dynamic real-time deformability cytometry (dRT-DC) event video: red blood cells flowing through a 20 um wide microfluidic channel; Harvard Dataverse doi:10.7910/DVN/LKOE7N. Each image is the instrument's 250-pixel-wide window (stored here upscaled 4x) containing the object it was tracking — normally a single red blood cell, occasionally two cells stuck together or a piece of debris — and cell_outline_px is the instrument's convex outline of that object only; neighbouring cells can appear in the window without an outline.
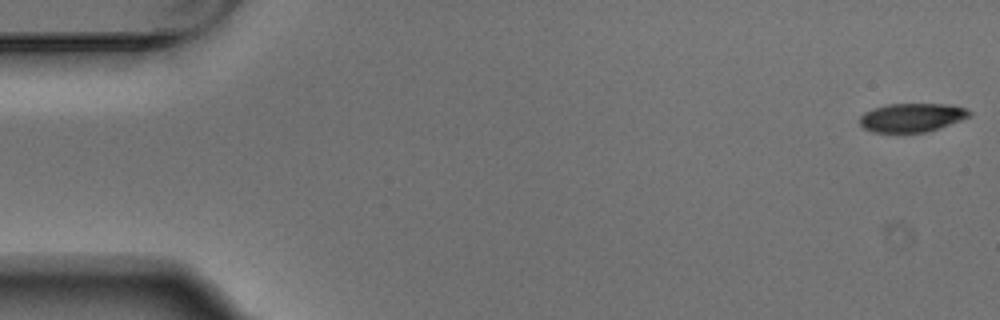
{"species": "Egyptian fruit bat (a non-hibernating species)", "species_latin": "Rousettus aegyptiacus", "temperature_condition": "warm", "stored_images_in_passage": 6, "camera_frame_rate_fps": 3000, "um_per_image_px": 0.085, "animal": {"sex": "male"}, "frame": {"image": 1, "passage_image": 1, "time_ms": 0.0, "image_size_px": [1000, 320], "cell_outline_px": [[972, 116], [940, 128], [924, 132], [872, 132], [864, 128], [860, 124], [860, 116], [864, 112], [872, 108], [888, 104], [948, 104], [968, 108], [972, 112]], "centroid_in_image_um": [77.54, 9.98], "position_along_channel_um": 7.5, "area_um2": 18.5}}